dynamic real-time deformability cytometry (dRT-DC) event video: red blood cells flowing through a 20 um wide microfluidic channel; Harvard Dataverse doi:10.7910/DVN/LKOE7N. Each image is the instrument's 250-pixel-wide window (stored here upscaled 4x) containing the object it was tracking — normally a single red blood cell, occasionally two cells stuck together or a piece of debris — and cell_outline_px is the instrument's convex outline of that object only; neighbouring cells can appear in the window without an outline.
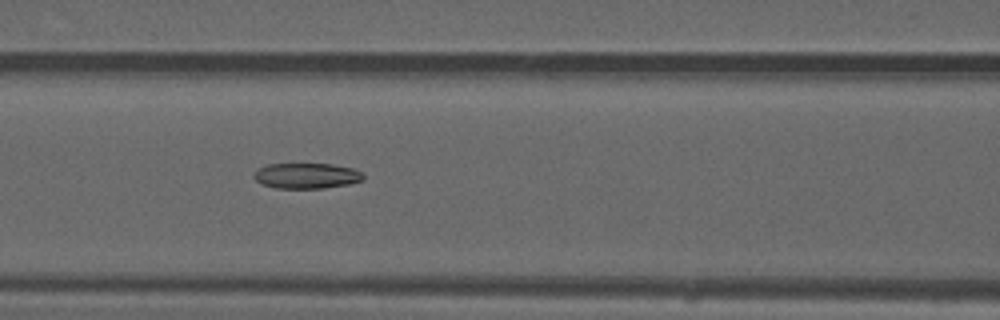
{"species": "common noctule bat (a hibernating species)", "species_latin": "Nyctalus noctula", "temperature_condition": "warm", "stored_images_in_passage": 38, "camera_frame_rate_fps": 3000, "um_per_image_px": 0.085, "animal": {"sex": "male", "forearm_length_mm": 52.5}, "frame": {"image": 1, "passage_image": 12, "time_ms": 3.667, "image_size_px": [1000, 320], "cell_outline_px": [[364, 180], [348, 184], [324, 188], [276, 188], [260, 184], [252, 176], [260, 168], [268, 164], [332, 164], [352, 168], [360, 172], [364, 176]], "centroid_in_image_um": [26.05, 14.94], "position_along_channel_um": 140.5, "area_um2": 16.18}}
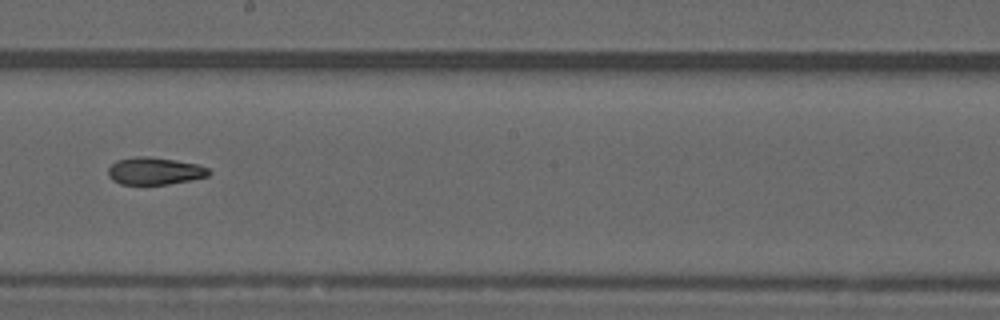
{"frame": {"image": 2, "passage_image": 19, "time_ms": 6.0, "image_size_px": [1000, 320], "cell_outline_px": [[212, 172], [208, 176], [192, 180], [168, 184], [120, 184], [112, 180], [108, 176], [108, 168], [116, 160], [136, 156], [148, 156], [200, 164], [208, 168]], "centroid_in_image_um": [13.16, 14.53], "position_along_channel_um": 235.0, "area_um2": 16.18}}
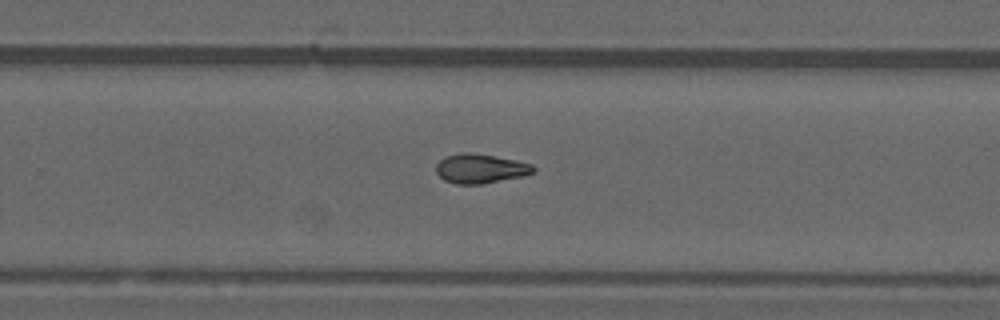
{"frame": {"image": 3, "passage_image": 23, "time_ms": 7.333, "image_size_px": [1000, 320], "cell_outline_px": [[536, 172], [524, 176], [484, 184], [456, 184], [444, 180], [436, 172], [436, 164], [444, 156], [460, 152], [468, 152], [516, 160], [532, 164], [536, 168]], "centroid_in_image_um": [40.84, 14.33], "position_along_channel_um": 289.0, "area_um2": 16.82}, "authors_computed_cell_mechanics": {"area_um2": 16.4441, "velocity_mm_per_s": 4.0586, "shape_relaxation_time_tau1_ms": null, "shape_relaxation_time_tau2_ms": 5.9294, "deformation_change_tau1": null, "deformation_change_tau2": 0.1419}}